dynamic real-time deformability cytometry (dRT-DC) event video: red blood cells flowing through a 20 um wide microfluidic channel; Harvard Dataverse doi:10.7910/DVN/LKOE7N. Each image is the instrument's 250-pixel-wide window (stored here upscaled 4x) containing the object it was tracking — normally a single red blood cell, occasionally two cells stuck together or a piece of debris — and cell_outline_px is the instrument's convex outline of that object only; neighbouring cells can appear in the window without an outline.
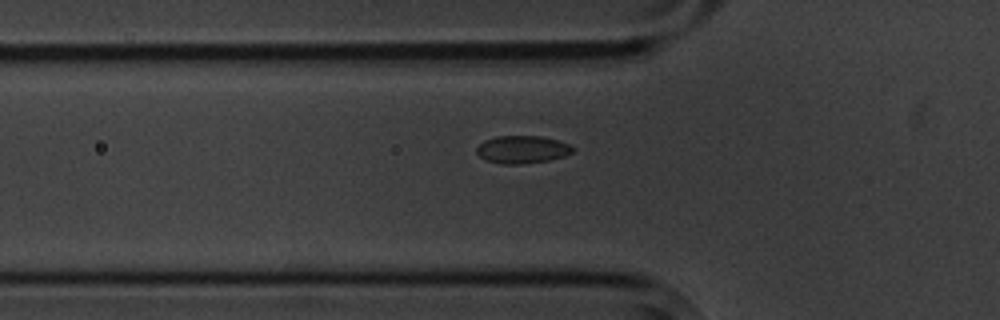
{"species": "common noctule bat (a hibernating species)", "species_latin": "Nyctalus noctula", "temperature_condition": "cold", "stored_images_in_passage": 13, "camera_frame_rate_fps": 3000, "um_per_image_px": 0.085, "animal": {"sex": "male", "body_mass_g": 20.1, "forearm_length_mm": 53.5}, "frame": {"image": 1, "passage_image": 3, "time_ms": 3.667, "image_size_px": [1000, 320], "cell_outline_px": [[576, 148], [572, 152], [564, 156], [548, 160], [520, 164], [504, 164], [488, 160], [480, 156], [476, 152], [476, 148], [484, 140], [496, 136], [540, 136], [556, 140], [568, 144]], "centroid_in_image_um": [44.39, 12.7], "position_along_channel_um": 81.4, "area_um2": 15.32}}
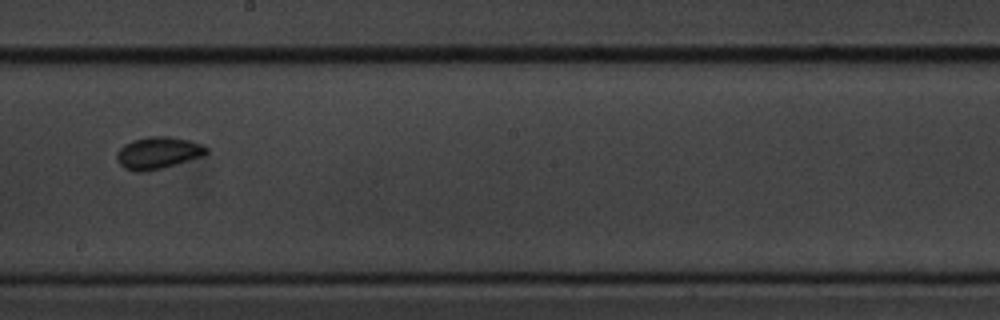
{"frame": {"image": 2, "passage_image": 7, "time_ms": 8.0, "image_size_px": [1000, 320], "cell_outline_px": [[208, 152], [204, 156], [164, 168], [140, 172], [136, 172], [124, 168], [116, 160], [116, 152], [124, 144], [132, 140], [148, 136], [168, 136], [188, 140], [204, 144], [208, 148]], "centroid_in_image_um": [13.44, 12.99], "position_along_channel_um": 234.8, "area_um2": 16.99}}
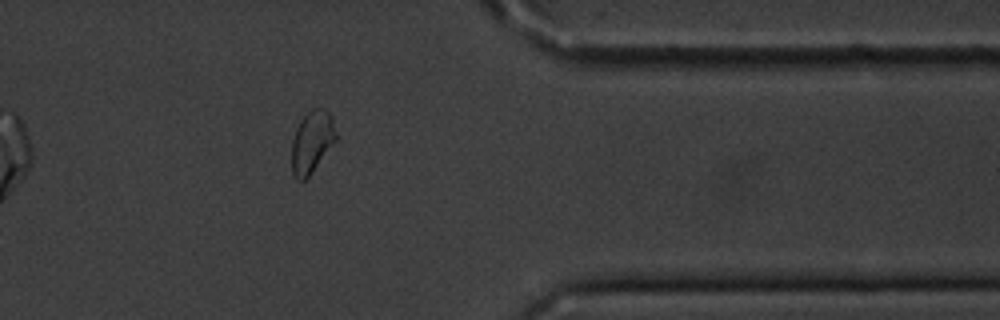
{"frame": {"image": 3, "passage_image": 11, "time_ms": 12.667, "image_size_px": [1000, 320], "cell_outline_px": [[336, 140], [308, 176], [304, 180], [296, 180], [292, 172], [292, 140], [296, 128], [300, 120], [312, 108], [320, 108], [328, 112], [332, 116], [336, 132]], "centroid_in_image_um": [26.5, 12.04], "position_along_channel_um": 384.9, "area_um2": 15.78}, "authors_computed_cell_mechanics": {"area_um2": 15.7794, "velocity_mm_per_s": 3.516, "shape_relaxation_time_tau1_ms": 2.9611, "shape_relaxation_time_tau2_ms": null, "deformation_change_tau1": 0.0493, "deformation_change_tau2": null}}